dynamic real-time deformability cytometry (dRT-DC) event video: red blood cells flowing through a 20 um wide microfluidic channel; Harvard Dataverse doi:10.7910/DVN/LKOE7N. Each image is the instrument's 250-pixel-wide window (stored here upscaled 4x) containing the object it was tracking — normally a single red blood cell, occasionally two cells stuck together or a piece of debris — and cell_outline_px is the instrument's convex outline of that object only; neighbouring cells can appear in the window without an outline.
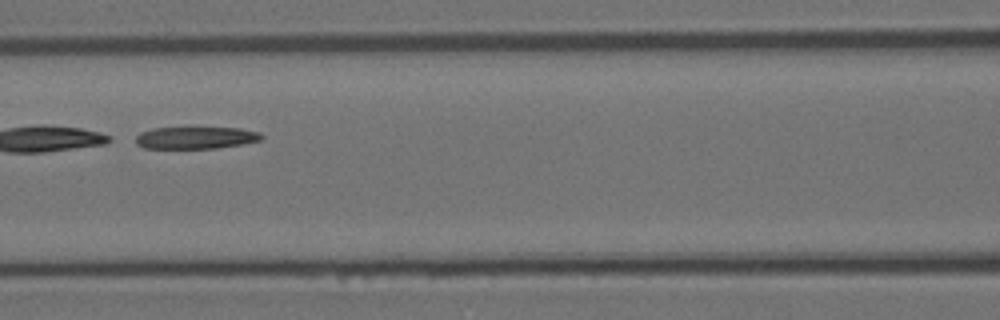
{"species": "Egyptian fruit bat (a non-hibernating species)", "species_latin": "Rousettus aegyptiacus", "temperature_condition": "room temperature", "stored_images_in_passage": 34, "camera_frame_rate_fps": 3000, "um_per_image_px": 0.085, "animal": {"sex": "female"}, "frame": {"image": 1, "passage_image": 10, "time_ms": 3.0, "image_size_px": [1000, 320], "cell_outline_px": [[264, 136], [260, 140], [240, 144], [216, 148], [144, 148], [136, 144], [136, 136], [140, 132], [152, 128], [240, 128], [260, 132]], "centroid_in_image_um": [16.62, 11.7], "position_along_channel_um": 150.0, "area_um2": 16.07}, "authors_computed_cell_mechanics": {"area_um2": 17.5423, "velocity_mm_per_s": 3.6507, "shape_relaxation_time_tau1_ms": 9.3747, "shape_relaxation_time_tau2_ms": null, "deformation_change_tau1": 0.2163, "deformation_change_tau2": null}}